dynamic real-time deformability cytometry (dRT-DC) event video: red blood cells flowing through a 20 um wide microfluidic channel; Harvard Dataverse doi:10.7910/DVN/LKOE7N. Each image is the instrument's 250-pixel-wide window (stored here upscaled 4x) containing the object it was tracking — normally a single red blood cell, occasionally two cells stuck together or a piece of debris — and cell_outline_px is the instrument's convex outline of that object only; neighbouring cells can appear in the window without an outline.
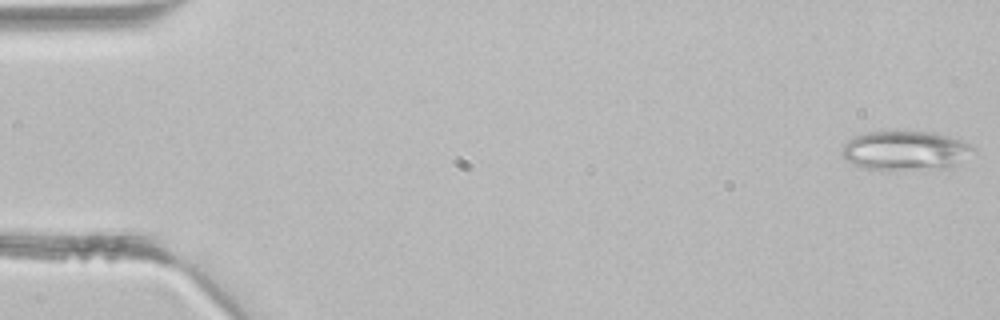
{"species": "common noctule bat (a hibernating species)", "species_latin": "Nyctalus noctula", "temperature_condition": "room temperature", "stored_images_in_passage": 43, "camera_frame_rate_fps": 3000, "um_per_image_px": 0.085, "animal": {"sex": "male", "body_mass_g": 21.5, "forearm_length_mm": 52.0}, "frame": {"image": 1, "passage_image": 1, "time_ms": 0.0, "image_size_px": [1000, 320], "cell_outline_px": [[976, 148], [948, 168], [864, 168], [848, 160], [840, 152], [844, 144], [848, 140], [856, 136], [868, 132], [936, 132], [960, 140]], "centroid_in_image_um": [76.92, 12.77], "position_along_channel_um": 8.1, "area_um2": 28.84}}
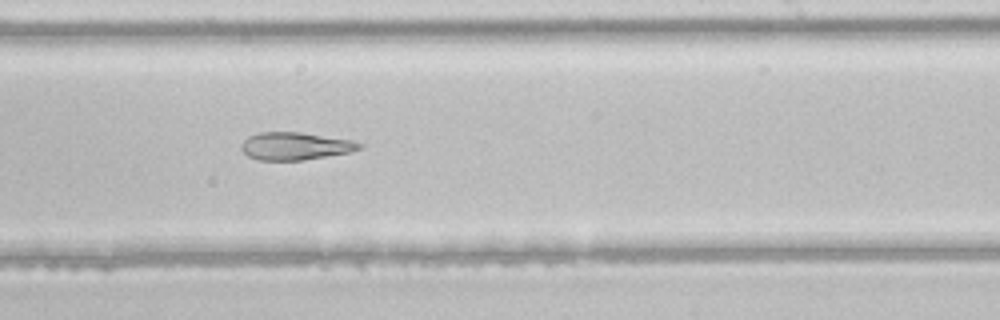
{"frame": {"image": 2, "passage_image": 26, "time_ms": 8.333, "image_size_px": [1000, 320], "cell_outline_px": [[364, 144], [360, 148], [348, 152], [304, 160], [260, 160], [248, 156], [240, 148], [240, 144], [248, 136], [260, 132], [300, 132], [352, 140]], "centroid_in_image_um": [25.06, 12.41], "position_along_channel_um": 263.9, "area_um2": 18.9}}
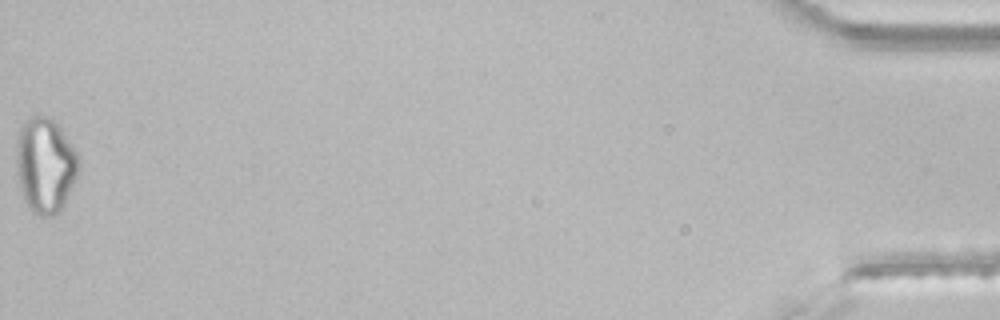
{"frame": {"image": 3, "passage_image": 43, "time_ms": 14.0, "image_size_px": [1000, 320], "cell_outline_px": [[80, 168], [64, 208], [60, 212], [52, 216], [40, 216], [32, 212], [20, 188], [16, 168], [16, 140], [20, 128], [24, 120], [28, 116], [48, 116], [60, 128], [76, 152], [80, 160]], "centroid_in_image_um": [3.85, 14.06], "position_along_channel_um": 431.4, "area_um2": 34.85}}